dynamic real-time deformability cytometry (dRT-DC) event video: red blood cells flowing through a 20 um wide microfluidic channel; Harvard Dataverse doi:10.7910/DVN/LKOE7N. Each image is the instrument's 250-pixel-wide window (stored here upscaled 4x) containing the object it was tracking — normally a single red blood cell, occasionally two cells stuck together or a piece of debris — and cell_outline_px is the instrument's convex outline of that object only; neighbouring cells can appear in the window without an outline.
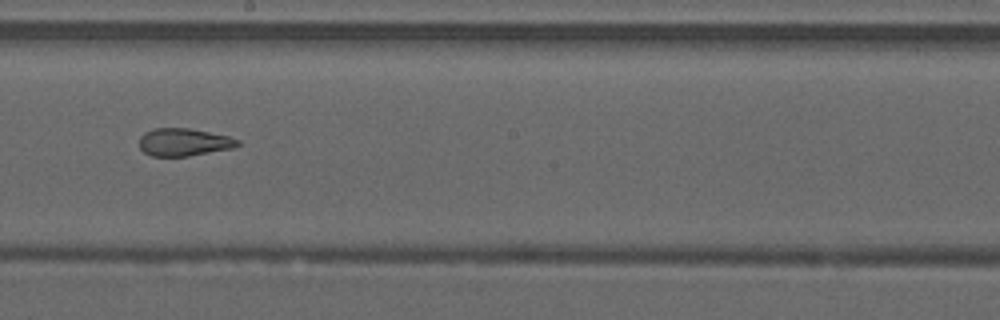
{"species": "common noctule bat (a hibernating species)", "species_latin": "Nyctalus noctula", "temperature_condition": "warm", "stored_images_in_passage": 31, "camera_frame_rate_fps": 3000, "um_per_image_px": 0.085, "animal": {"sex": "male", "forearm_length_mm": 52.5}, "frame": {"image": 1, "passage_image": 13, "time_ms": 4.0, "image_size_px": [1000, 320], "cell_outline_px": [[240, 144], [232, 148], [188, 156], [152, 156], [144, 152], [140, 148], [140, 136], [144, 132], [152, 128], [188, 128], [228, 136], [240, 140]], "centroid_in_image_um": [15.6, 12.08], "position_along_channel_um": 232.6, "area_um2": 15.78}}
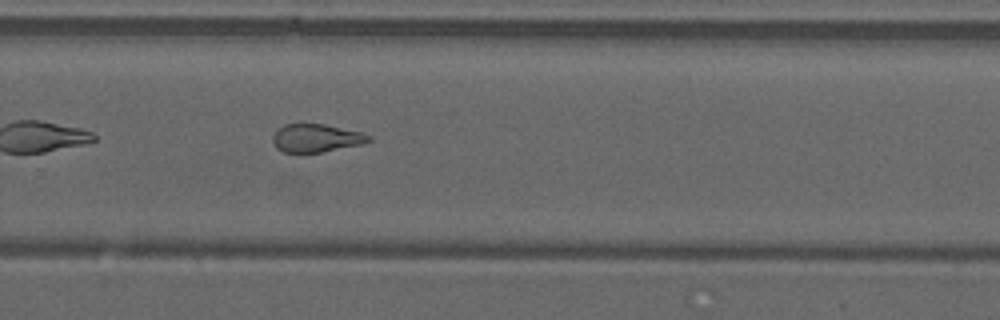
{"frame": {"image": 2, "passage_image": 18, "time_ms": 5.667, "image_size_px": [1000, 320], "cell_outline_px": [[372, 140], [364, 144], [320, 152], [284, 152], [276, 148], [272, 140], [272, 136], [284, 124], [324, 124], [360, 132], [372, 136]], "centroid_in_image_um": [26.9, 11.74], "position_along_channel_um": 302.9, "area_um2": 15.61}}